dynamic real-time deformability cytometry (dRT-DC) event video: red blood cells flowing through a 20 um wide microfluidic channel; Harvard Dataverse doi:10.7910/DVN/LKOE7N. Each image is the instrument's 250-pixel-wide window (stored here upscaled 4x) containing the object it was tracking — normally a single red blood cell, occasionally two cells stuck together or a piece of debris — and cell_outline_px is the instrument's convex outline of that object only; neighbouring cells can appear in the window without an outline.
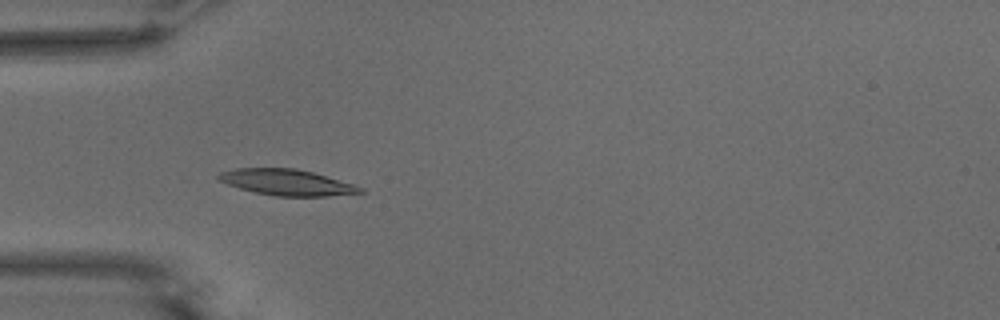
{"species": "common noctule bat (a hibernating species)", "species_latin": "Nyctalus noctula", "temperature_condition": "warm", "stored_images_in_passage": 38, "camera_frame_rate_fps": 3000, "um_per_image_px": 0.085, "animal": {"sex": "male", "body_mass_g": 15.6}, "frame": {"image": 1, "passage_image": 1, "time_ms": 0.0, "image_size_px": [1000, 320], "cell_outline_px": [[364, 192], [328, 196], [272, 196], [240, 188], [216, 180], [216, 176], [220, 172], [236, 168], [296, 168], [312, 172], [352, 184], [364, 188]], "centroid_in_image_um": [24.33, 15.5], "position_along_channel_um": 60.7, "area_um2": 21.33}}
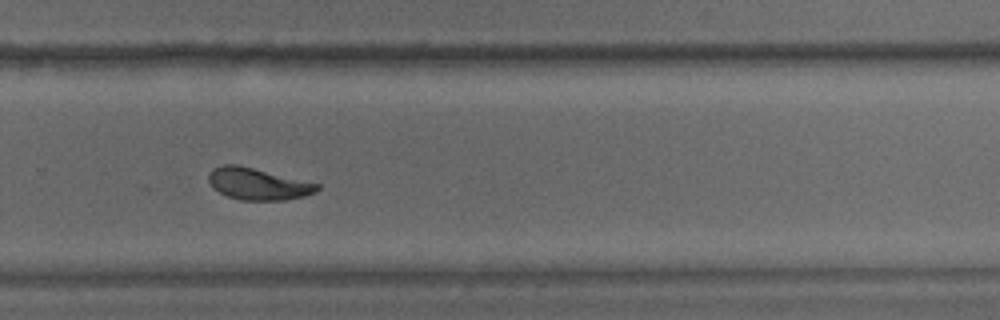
{"frame": {"image": 2, "passage_image": 21, "time_ms": 6.667, "image_size_px": [1000, 320], "cell_outline_px": [[320, 188], [316, 192], [304, 196], [284, 200], [240, 200], [228, 196], [212, 188], [208, 180], [208, 172], [212, 168], [224, 164], [236, 164], [320, 184]], "centroid_in_image_um": [21.89, 15.63], "position_along_channel_um": 307.9, "area_um2": 20.06}}
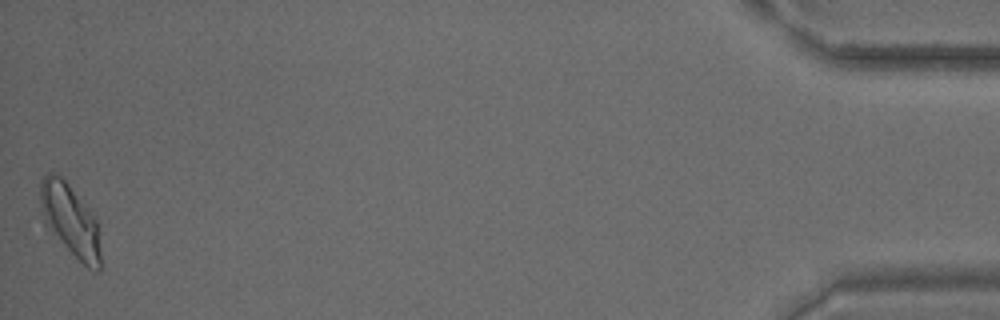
{"frame": {"image": 3, "passage_image": 38, "time_ms": 12.333, "image_size_px": [1000, 320], "cell_outline_px": [[100, 272], [96, 272], [88, 268], [44, 224], [40, 208], [40, 180], [48, 172], [52, 172], [60, 176], [68, 184], [88, 208], [100, 224]], "centroid_in_image_um": [5.99, 18.7], "position_along_channel_um": 429.2, "area_um2": 25.26}, "authors_computed_cell_mechanics": {"area_um2": 20.8947, "velocity_mm_per_s": 3.7527, "shape_relaxation_time_tau1_ms": 5.8741, "shape_relaxation_time_tau2_ms": 1.6521, "deformation_change_tau1": 0.1967, "deformation_change_tau2": 0.068}}